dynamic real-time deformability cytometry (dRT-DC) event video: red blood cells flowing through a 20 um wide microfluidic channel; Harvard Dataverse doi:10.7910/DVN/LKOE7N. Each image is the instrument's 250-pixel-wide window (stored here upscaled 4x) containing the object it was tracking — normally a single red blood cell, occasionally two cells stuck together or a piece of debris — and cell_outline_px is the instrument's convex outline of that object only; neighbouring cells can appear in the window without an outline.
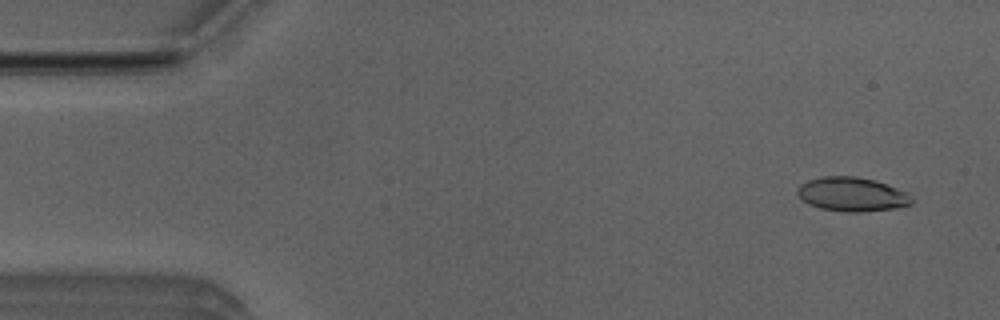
{"species": "Egyptian fruit bat (a non-hibernating species)", "species_latin": "Rousettus aegyptiacus", "temperature_condition": "room temperature", "stored_images_in_passage": 5, "camera_frame_rate_fps": 3000, "um_per_image_px": 0.085, "animal": {"sex": "male"}, "frame": {"image": 1, "passage_image": 1, "time_ms": 0.0, "image_size_px": [1000, 320], "cell_outline_px": [[912, 204], [896, 208], [860, 212], [844, 212], [820, 208], [808, 204], [796, 192], [796, 188], [800, 184], [808, 180], [824, 176], [856, 176], [872, 180], [896, 188], [912, 196]], "centroid_in_image_um": [72.38, 16.52], "position_along_channel_um": 12.6, "area_um2": 22.54}}